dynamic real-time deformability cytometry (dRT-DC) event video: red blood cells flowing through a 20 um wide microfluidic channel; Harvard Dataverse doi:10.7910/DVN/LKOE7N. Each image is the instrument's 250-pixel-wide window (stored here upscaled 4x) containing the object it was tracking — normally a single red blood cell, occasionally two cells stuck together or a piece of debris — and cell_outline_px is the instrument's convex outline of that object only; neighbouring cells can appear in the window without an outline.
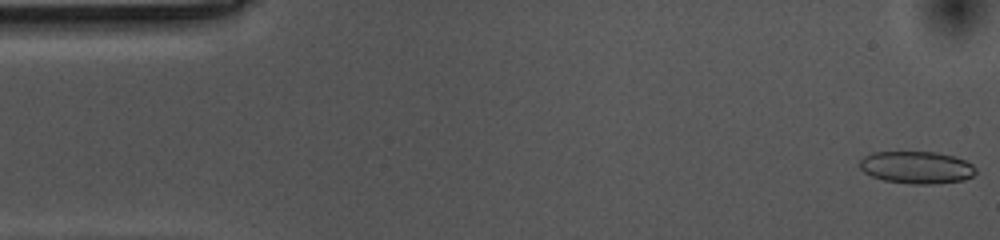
{"species": "common noctule bat (a hibernating species)", "species_latin": "Nyctalus noctula", "temperature_condition": "cold", "stored_images_in_passage": 8, "camera_frame_rate_fps": 3000, "um_per_image_px": 0.085, "animal": {"sex": "female", "body_mass_g": 10.0, "forearm_length_mm": 53.1}, "frame": {"image": 1, "passage_image": 1, "time_ms": 0.0, "image_size_px": [1000, 240], "cell_outline_px": [[976, 172], [972, 176], [964, 180], [932, 184], [912, 184], [884, 180], [872, 176], [864, 172], [856, 164], [864, 156], [872, 152], [936, 152], [956, 156], [972, 164], [976, 168]], "centroid_in_image_um": [77.9, 14.22], "position_along_channel_um": 7.1, "area_um2": 22.02}}